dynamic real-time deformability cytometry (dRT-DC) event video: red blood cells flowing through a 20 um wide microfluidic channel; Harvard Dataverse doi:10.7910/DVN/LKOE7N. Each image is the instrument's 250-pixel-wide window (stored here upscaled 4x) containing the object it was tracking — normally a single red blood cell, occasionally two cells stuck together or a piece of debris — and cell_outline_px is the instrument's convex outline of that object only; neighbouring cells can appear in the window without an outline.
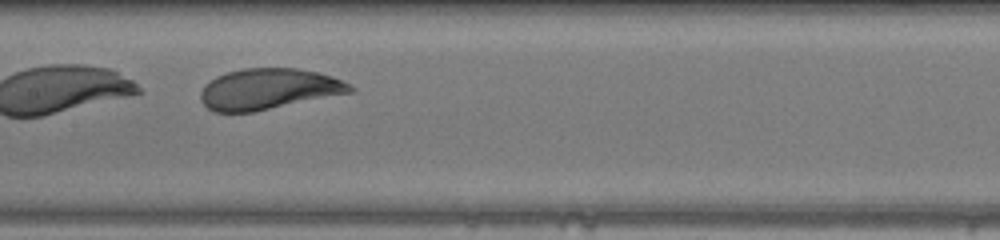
{"species": "human", "species_latin": "Homo sapiens", "temperature_condition": "warm", "stored_images_in_passage": 28, "camera_frame_rate_fps": 3000, "um_per_image_px": 0.085, "donor": {"sex": "male"}, "frame": {"image": 1, "passage_image": 13, "time_ms": 4.0, "image_size_px": [1000, 240], "cell_outline_px": [[356, 92], [252, 112], [212, 112], [200, 100], [200, 92], [204, 84], [216, 76], [228, 72], [244, 68], [296, 68], [316, 72], [332, 76], [356, 88]], "centroid_in_image_um": [22.83, 7.57], "position_along_channel_um": 184.6, "area_um2": 35.78}}
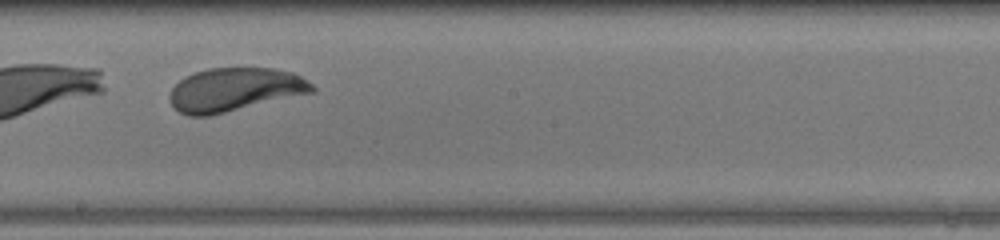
{"frame": {"image": 2, "passage_image": 16, "time_ms": 5.0, "image_size_px": [1000, 240], "cell_outline_px": [[316, 92], [208, 116], [188, 116], [180, 112], [172, 104], [168, 96], [172, 88], [184, 76], [208, 68], [276, 68], [292, 72], [300, 76], [312, 84], [316, 88]], "centroid_in_image_um": [19.97, 7.62], "position_along_channel_um": 228.2, "area_um2": 36.18}}